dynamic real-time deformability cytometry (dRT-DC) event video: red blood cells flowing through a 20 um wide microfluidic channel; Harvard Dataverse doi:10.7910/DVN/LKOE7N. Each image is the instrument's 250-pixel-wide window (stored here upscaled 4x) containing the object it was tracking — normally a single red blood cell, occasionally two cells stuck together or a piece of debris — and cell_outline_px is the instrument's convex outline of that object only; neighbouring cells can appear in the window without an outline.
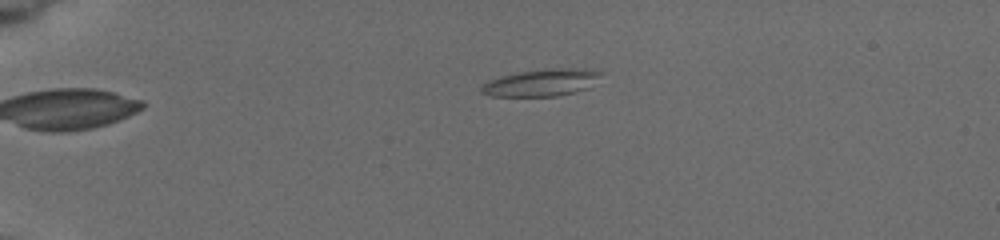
{"species": "common noctule bat (a hibernating species)", "species_latin": "Nyctalus noctula", "temperature_condition": "cold", "stored_images_in_passage": 8, "camera_frame_rate_fps": 3000, "um_per_image_px": 0.085, "animal": {"sex": "female", "body_mass_g": 19.5, "forearm_length_mm": 54.1}, "frame": {"image": 1, "passage_image": 5, "time_ms": 4.333, "image_size_px": [1000, 240], "cell_outline_px": [[604, 72], [588, 88], [556, 96], [492, 96], [480, 92], [480, 88], [488, 80], [500, 76], [520, 72], [556, 68], [596, 68]], "centroid_in_image_um": [46.06, 7.01], "position_along_channel_um": 38.9, "area_um2": 18.84}}
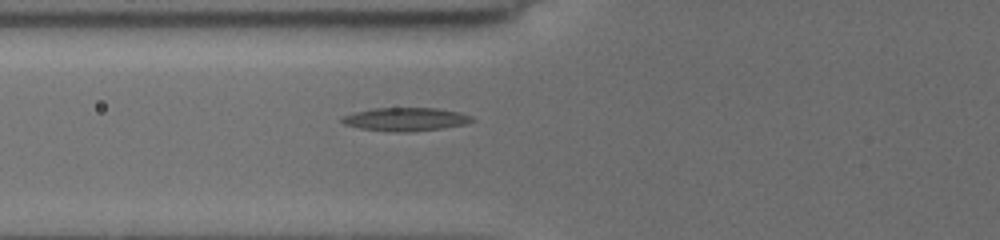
{"frame": {"image": 2, "passage_image": 8, "time_ms": 7.333, "image_size_px": [1000, 240], "cell_outline_px": [[476, 120], [464, 124], [440, 128], [408, 132], [392, 132], [360, 128], [344, 124], [340, 120], [344, 116], [356, 112], [372, 108], [436, 108], [460, 112], [472, 116]], "centroid_in_image_um": [34.49, 10.13], "position_along_channel_um": 91.3, "area_um2": 17.57}}